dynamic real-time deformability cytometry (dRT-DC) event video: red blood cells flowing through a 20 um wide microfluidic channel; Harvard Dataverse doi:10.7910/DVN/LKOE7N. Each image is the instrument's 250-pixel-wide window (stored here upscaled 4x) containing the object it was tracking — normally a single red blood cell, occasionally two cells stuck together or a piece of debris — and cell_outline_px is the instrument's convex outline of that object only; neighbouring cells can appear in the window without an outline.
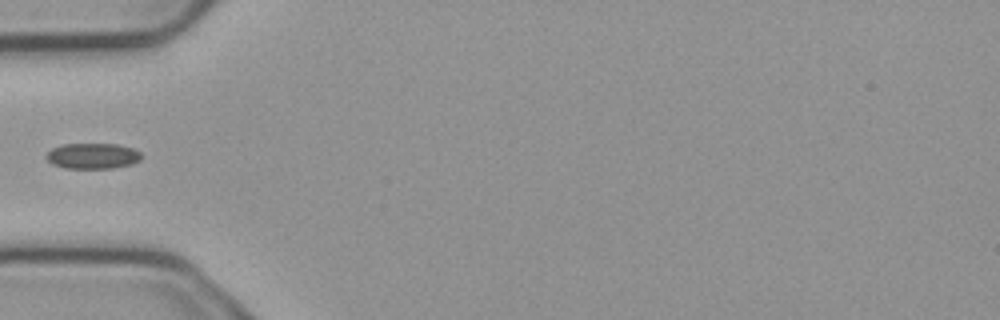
{"species": "common noctule bat (a hibernating species)", "species_latin": "Nyctalus noctula", "temperature_condition": "cold", "stored_images_in_passage": 2, "camera_frame_rate_fps": 3000, "um_per_image_px": 0.085, "animal": {"sex": "male", "body_mass_g": 23.1, "forearm_length_mm": 52.7}, "frame": {"image": 1, "passage_image": 2, "time_ms": 0.333, "image_size_px": [1000, 320], "cell_outline_px": [[140, 160], [132, 164], [112, 168], [64, 168], [52, 164], [44, 156], [52, 148], [64, 144], [116, 144], [132, 148], [140, 152]], "centroid_in_image_um": [7.85, 13.26], "position_along_channel_um": 77.1, "area_um2": 14.16}}